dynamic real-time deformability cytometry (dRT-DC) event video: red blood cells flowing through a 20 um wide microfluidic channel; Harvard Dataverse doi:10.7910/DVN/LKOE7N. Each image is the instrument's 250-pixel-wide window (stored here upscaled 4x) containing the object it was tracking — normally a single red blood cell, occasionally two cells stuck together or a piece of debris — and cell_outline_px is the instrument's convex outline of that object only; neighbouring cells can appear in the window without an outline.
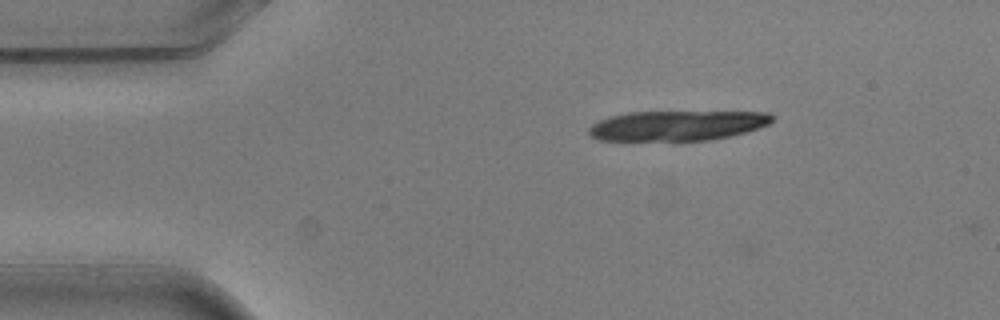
{"species": "common noctule bat (a hibernating species)", "species_latin": "Nyctalus noctula", "temperature_condition": "warm", "stored_images_in_passage": 4, "camera_frame_rate_fps": 3000, "um_per_image_px": 0.085, "animal": {"sex": "male", "body_mass_g": 20.5, "forearm_length_mm": 52.5}, "frame": {"image": 1, "passage_image": 1, "time_ms": 0.0, "image_size_px": [1000, 320], "cell_outline_px": [[772, 120], [768, 124], [760, 128], [732, 136], [708, 140], [600, 140], [592, 136], [588, 132], [588, 128], [592, 124], [608, 116], [628, 112], [768, 112], [772, 116]], "centroid_in_image_um": [57.56, 10.67], "position_along_channel_um": 27.4, "area_um2": 31.96}}
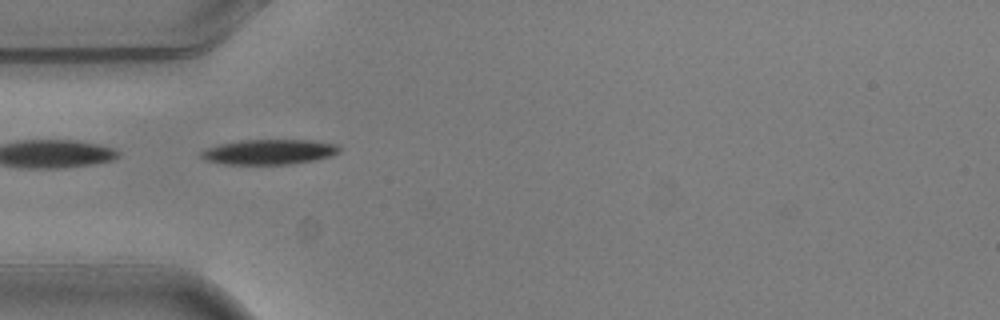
{"frame": {"image": 2, "passage_image": 3, "time_ms": 0.667, "image_size_px": [1000, 320], "cell_outline_px": [[340, 152], [332, 156], [316, 160], [292, 164], [224, 164], [204, 160], [200, 156], [200, 152], [216, 144], [240, 140], [312, 140], [336, 144], [340, 148]], "centroid_in_image_um": [22.88, 12.91], "position_along_channel_um": 62.1, "area_um2": 20.4}}